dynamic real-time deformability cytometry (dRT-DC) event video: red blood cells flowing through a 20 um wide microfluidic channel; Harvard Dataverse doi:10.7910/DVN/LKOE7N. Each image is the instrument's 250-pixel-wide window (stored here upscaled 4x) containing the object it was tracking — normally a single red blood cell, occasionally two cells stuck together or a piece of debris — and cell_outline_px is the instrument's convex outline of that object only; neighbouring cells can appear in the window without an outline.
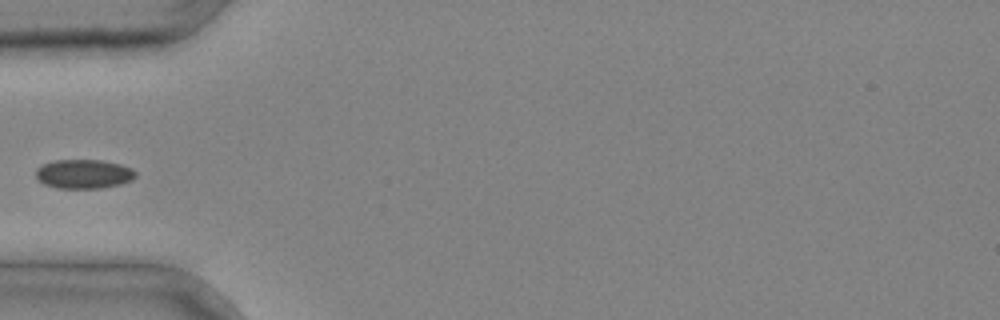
{"species": "common noctule bat (a hibernating species)", "species_latin": "Nyctalus noctula", "temperature_condition": "cold", "stored_images_in_passage": 4, "camera_frame_rate_fps": 3000, "um_per_image_px": 0.085, "animal": {"sex": "male", "body_mass_g": 20.4}, "frame": {"image": 1, "passage_image": 4, "time_ms": 1.0, "image_size_px": [1000, 320], "cell_outline_px": [[136, 176], [132, 180], [120, 184], [100, 188], [56, 188], [44, 184], [36, 176], [36, 168], [40, 164], [52, 160], [104, 160], [120, 164], [132, 168], [136, 172]], "centroid_in_image_um": [7.11, 14.77], "position_along_channel_um": 77.9, "area_um2": 17.11}}